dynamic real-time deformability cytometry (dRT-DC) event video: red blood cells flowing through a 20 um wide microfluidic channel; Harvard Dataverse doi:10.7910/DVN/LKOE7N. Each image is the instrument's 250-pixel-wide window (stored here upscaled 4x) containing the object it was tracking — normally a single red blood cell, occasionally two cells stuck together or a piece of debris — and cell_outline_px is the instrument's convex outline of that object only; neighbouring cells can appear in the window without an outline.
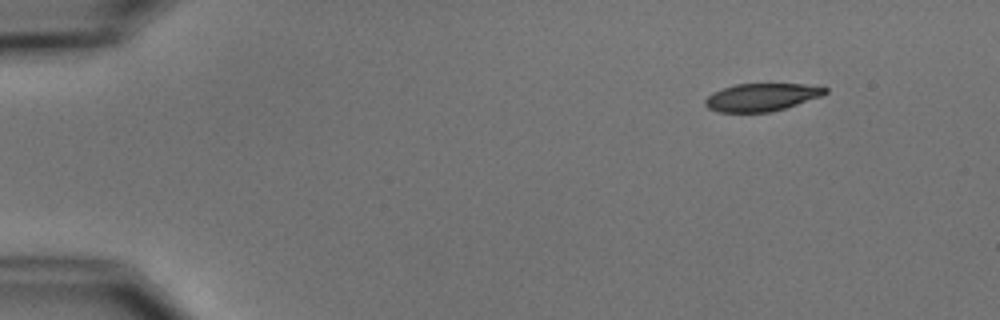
{"species": "common noctule bat (a hibernating species)", "species_latin": "Nyctalus noctula", "temperature_condition": "cold", "stored_images_in_passage": 5, "camera_frame_rate_fps": 3000, "um_per_image_px": 0.085, "animal": {"sex": "male", "body_mass_g": 15.6}, "frame": {"image": 1, "passage_image": 1, "time_ms": 0.0, "image_size_px": [1000, 320], "cell_outline_px": [[828, 92], [820, 96], [772, 112], [716, 112], [708, 108], [704, 104], [704, 100], [712, 92], [736, 84], [804, 84], [828, 88]], "centroid_in_image_um": [64.69, 8.26], "position_along_channel_um": 20.3, "area_um2": 19.25}}
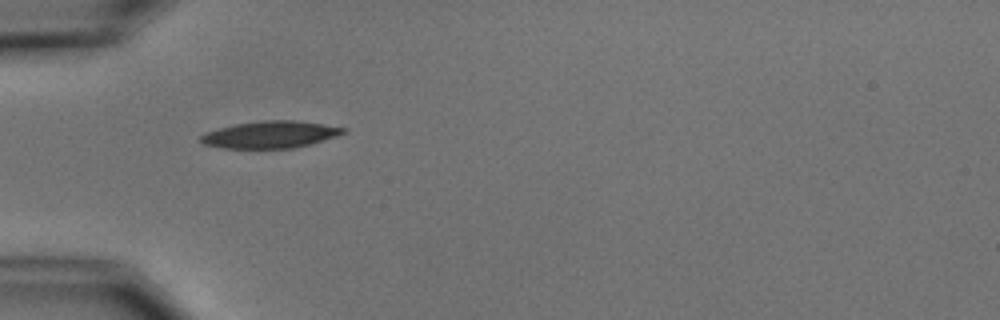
{"frame": {"image": 2, "passage_image": 4, "time_ms": 3.667, "image_size_px": [1000, 320], "cell_outline_px": [[344, 132], [336, 136], [308, 144], [292, 148], [224, 148], [204, 144], [200, 140], [200, 136], [204, 132], [236, 124], [264, 120], [292, 120], [320, 124], [344, 128]], "centroid_in_image_um": [22.9, 11.44], "position_along_channel_um": 62.1, "area_um2": 21.91}}